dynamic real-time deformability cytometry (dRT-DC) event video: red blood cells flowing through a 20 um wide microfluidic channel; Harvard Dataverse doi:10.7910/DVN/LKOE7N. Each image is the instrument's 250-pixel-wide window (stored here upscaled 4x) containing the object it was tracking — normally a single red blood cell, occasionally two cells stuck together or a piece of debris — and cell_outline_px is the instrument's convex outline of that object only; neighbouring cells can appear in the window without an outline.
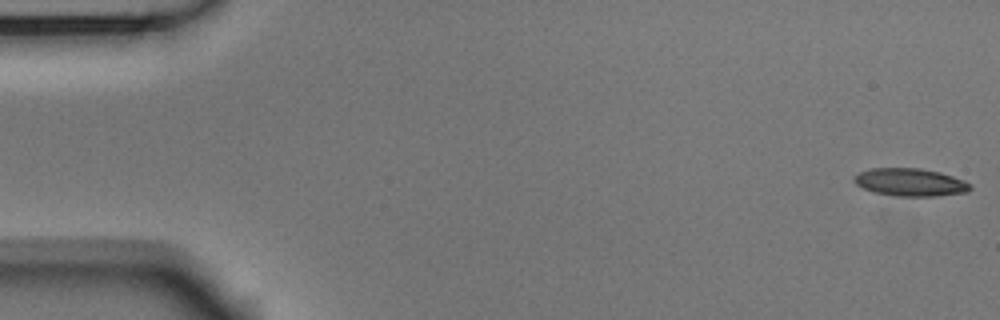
{"species": "Egyptian fruit bat (a non-hibernating species)", "species_latin": "Rousettus aegyptiacus", "temperature_condition": "room temperature", "stored_images_in_passage": 53, "camera_frame_rate_fps": 3000, "um_per_image_px": 0.085, "animal": {"sex": "male"}, "frame": {"image": 1, "passage_image": 1, "time_ms": 0.0, "image_size_px": [1000, 320], "cell_outline_px": [[972, 188], [968, 192], [932, 196], [896, 196], [872, 192], [856, 184], [852, 180], [860, 172], [872, 168], [920, 168], [940, 172], [964, 180], [972, 184]], "centroid_in_image_um": [77.39, 15.49], "position_along_channel_um": 7.6, "area_um2": 18.79}}
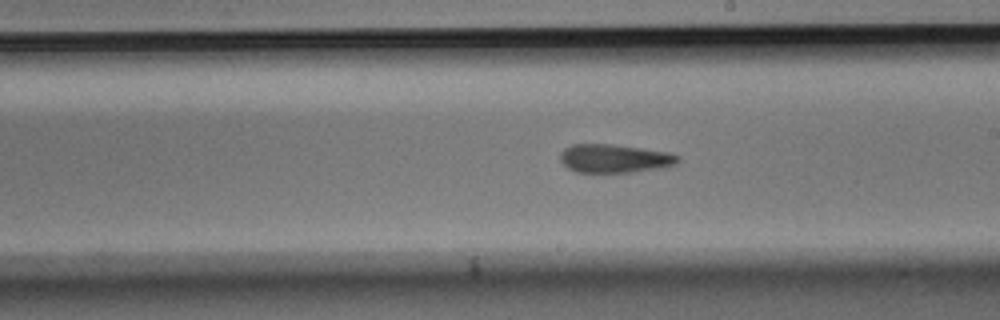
{"frame": {"image": 2, "passage_image": 30, "time_ms": 9.667, "image_size_px": [1000, 320], "cell_outline_px": [[680, 160], [676, 164], [664, 168], [632, 172], [576, 172], [568, 168], [560, 160], [560, 152], [564, 148], [572, 144], [612, 144], [668, 152], [680, 156]], "centroid_in_image_um": [52.25, 13.47], "position_along_channel_um": 236.8, "area_um2": 19.65}}
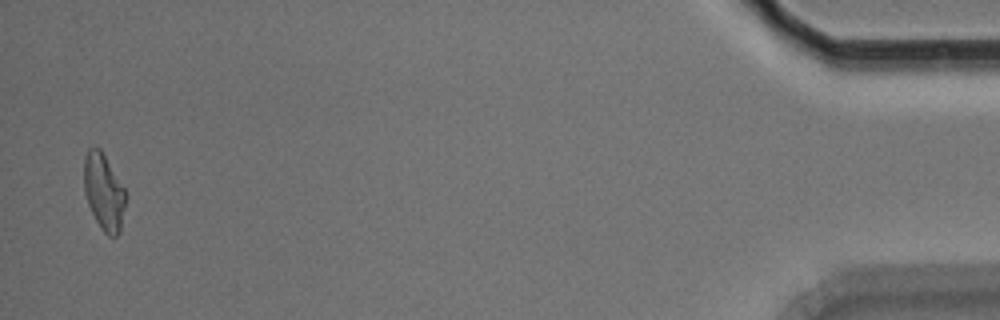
{"frame": {"image": 3, "passage_image": 52, "time_ms": 17.0, "image_size_px": [1000, 320], "cell_outline_px": [[124, 204], [120, 232], [116, 236], [108, 236], [104, 232], [96, 220], [88, 204], [84, 192], [84, 156], [88, 148], [100, 148], [124, 188]], "centroid_in_image_um": [8.79, 16.3], "position_along_channel_um": 426.4, "area_um2": 18.15}, "authors_computed_cell_mechanics": {"area_um2": 19.4208, "velocity_mm_per_s": 3.7883, "shape_relaxation_time_tau1_ms": 8.3247, "shape_relaxation_time_tau2_ms": 2.1312, "deformation_change_tau1": 0.236, "deformation_change_tau2": 0.1177}}